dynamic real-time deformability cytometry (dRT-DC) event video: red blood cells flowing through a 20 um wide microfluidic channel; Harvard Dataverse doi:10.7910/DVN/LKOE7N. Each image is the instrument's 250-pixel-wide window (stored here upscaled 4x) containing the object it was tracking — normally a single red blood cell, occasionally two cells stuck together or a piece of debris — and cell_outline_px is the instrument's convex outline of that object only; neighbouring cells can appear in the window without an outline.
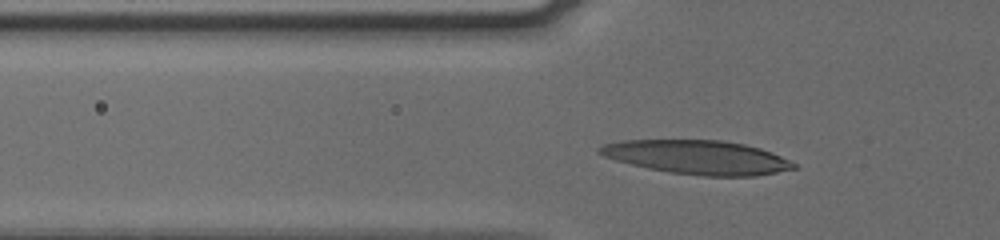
{"species": "human", "species_latin": "Homo sapiens", "temperature_condition": "cold", "stored_images_in_passage": 40, "camera_frame_rate_fps": 3000, "um_per_image_px": 0.085, "donor": {"sex": "male"}, "frame": {"image": 1, "passage_image": 12, "time_ms": 3.667, "image_size_px": [1000, 240], "cell_outline_px": [[796, 168], [756, 176], [704, 176], [672, 172], [648, 168], [616, 160], [604, 156], [596, 152], [596, 148], [604, 144], [624, 140], [724, 140], [744, 144], [760, 148], [772, 152], [796, 164]], "centroid_in_image_um": [59.27, 13.36], "position_along_channel_um": 66.5, "area_um2": 38.15}}
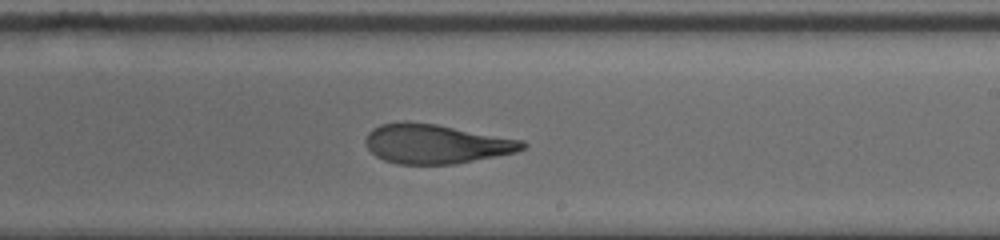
{"frame": {"image": 2, "passage_image": 27, "time_ms": 8.667, "image_size_px": [1000, 240], "cell_outline_px": [[528, 144], [524, 148], [516, 152], [456, 164], [396, 164], [384, 160], [376, 156], [368, 148], [364, 140], [368, 132], [372, 128], [380, 124], [404, 120], [408, 120], [436, 124], [524, 140]], "centroid_in_image_um": [37.03, 12.22], "position_along_channel_um": 252.0, "area_um2": 36.3}}
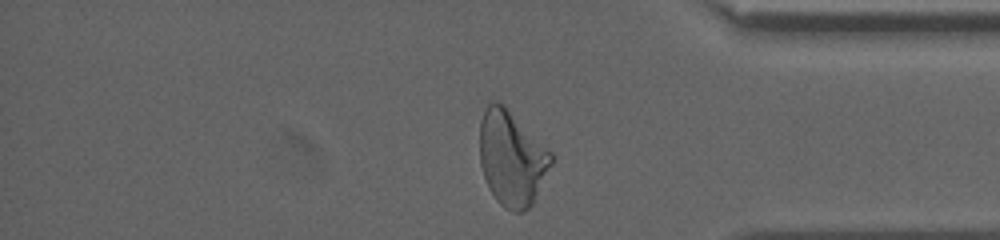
{"frame": {"image": 3, "passage_image": 39, "time_ms": 12.667, "image_size_px": [1000, 240], "cell_outline_px": [[552, 164], [532, 204], [528, 208], [520, 212], [512, 212], [504, 208], [496, 200], [484, 176], [480, 164], [480, 120], [488, 104], [492, 100], [504, 104], [552, 152]], "centroid_in_image_um": [43.5, 13.44], "position_along_channel_um": 391.7, "area_um2": 39.42}, "authors_computed_cell_mechanics": {"area_um2": 36.6452, "velocity_mm_per_s": 3.7946, "shape_relaxation_time_tau1_ms": 6.2654, "shape_relaxation_time_tau2_ms": 1.5933, "deformation_change_tau1": 0.2467, "deformation_change_tau2": 0.106}}